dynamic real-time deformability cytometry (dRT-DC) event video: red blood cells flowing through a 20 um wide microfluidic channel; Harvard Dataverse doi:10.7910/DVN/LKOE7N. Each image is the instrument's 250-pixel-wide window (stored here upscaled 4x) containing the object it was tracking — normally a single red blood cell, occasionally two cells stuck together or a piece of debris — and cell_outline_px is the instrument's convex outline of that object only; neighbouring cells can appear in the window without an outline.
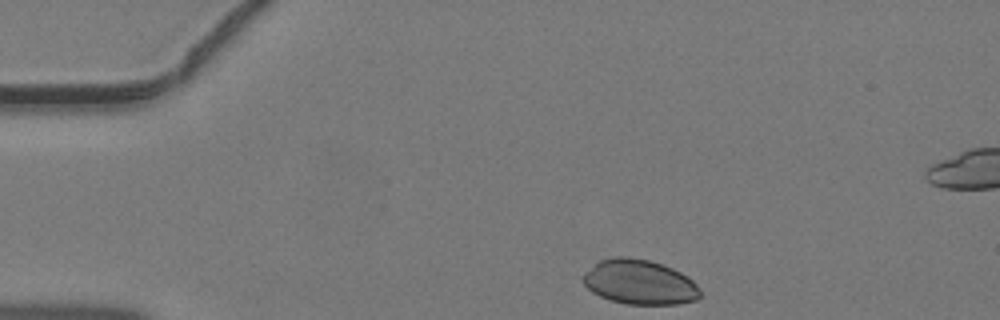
{"species": "common noctule bat (a hibernating species)", "species_latin": "Nyctalus noctula", "temperature_condition": "warm", "stored_images_in_passage": 37, "camera_frame_rate_fps": 3000, "um_per_image_px": 0.085, "animal": {"sex": "male", "body_mass_g": 19.2, "forearm_length_mm": 51.8}, "frame": {"image": 1, "passage_image": 1, "time_ms": 0.0, "image_size_px": [1000, 320], "cell_outline_px": [[700, 296], [696, 300], [676, 304], [628, 304], [612, 300], [600, 296], [592, 292], [584, 284], [584, 272], [600, 260], [616, 256], [628, 256], [648, 260], [672, 268], [688, 276], [696, 284], [700, 292]], "centroid_in_image_um": [54.36, 23.97], "position_along_channel_um": 30.6, "area_um2": 30.29}}
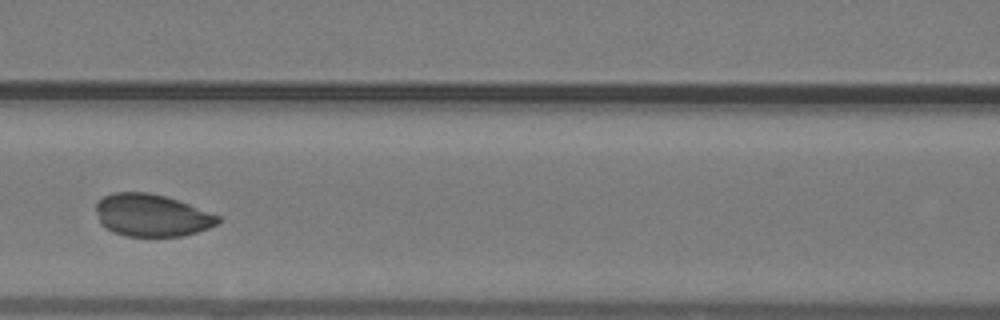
{"frame": {"image": 2, "passage_image": 13, "time_ms": 4.0, "image_size_px": [1000, 320], "cell_outline_px": [[220, 220], [216, 224], [208, 228], [184, 236], [128, 236], [112, 232], [100, 224], [96, 212], [96, 200], [112, 192], [148, 192], [164, 196], [188, 204], [220, 216]], "centroid_in_image_um": [12.84, 18.3], "position_along_channel_um": 153.8, "area_um2": 30.06}}
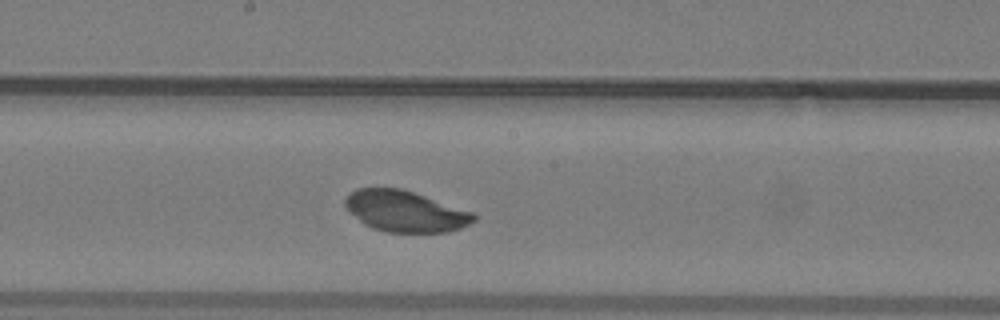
{"frame": {"image": 3, "passage_image": 17, "time_ms": 5.333, "image_size_px": [1000, 320], "cell_outline_px": [[476, 220], [460, 228], [448, 232], [384, 232], [372, 228], [364, 224], [348, 212], [344, 204], [344, 200], [356, 188], [400, 188], [472, 212], [476, 216]], "centroid_in_image_um": [34.4, 17.97], "position_along_channel_um": 213.8, "area_um2": 30.52}}